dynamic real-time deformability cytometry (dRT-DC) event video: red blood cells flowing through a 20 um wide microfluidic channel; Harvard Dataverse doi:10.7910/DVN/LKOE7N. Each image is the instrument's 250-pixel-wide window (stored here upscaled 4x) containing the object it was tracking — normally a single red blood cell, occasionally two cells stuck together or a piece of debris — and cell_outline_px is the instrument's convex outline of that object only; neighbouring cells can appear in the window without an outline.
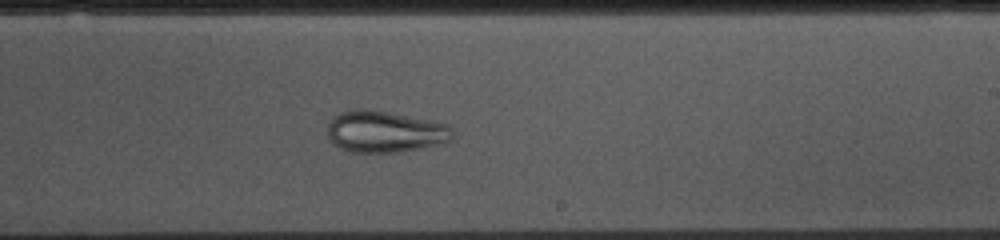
{"species": "common noctule bat (a hibernating species)", "species_latin": "Nyctalus noctula", "temperature_condition": "cold", "stored_images_in_passage": 54, "camera_frame_rate_fps": 3000, "um_per_image_px": 0.085, "animal": {"sex": "female", "body_mass_g": 10.0, "forearm_length_mm": 53.1}, "frame": {"image": 1, "passage_image": 31, "time_ms": 10.0, "image_size_px": [1000, 240], "cell_outline_px": [[452, 136], [444, 144], [404, 152], [352, 152], [340, 148], [332, 144], [328, 136], [328, 120], [340, 112], [356, 108], [368, 108], [432, 120], [448, 124], [452, 128]], "centroid_in_image_um": [32.71, 11.18], "position_along_channel_um": 256.3, "area_um2": 30.87}}
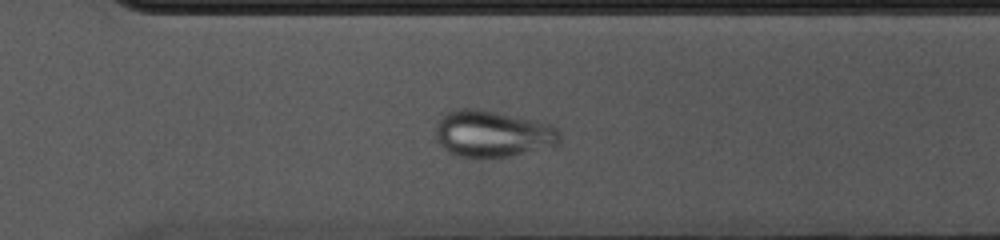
{"frame": {"image": 2, "passage_image": 37, "time_ms": 12.0, "image_size_px": [1000, 240], "cell_outline_px": [[560, 140], [556, 144], [512, 156], [452, 156], [436, 140], [432, 128], [436, 120], [444, 112], [456, 108], [480, 108], [552, 124], [560, 132]], "centroid_in_image_um": [41.76, 11.33], "position_along_channel_um": 328.8, "area_um2": 34.1}}
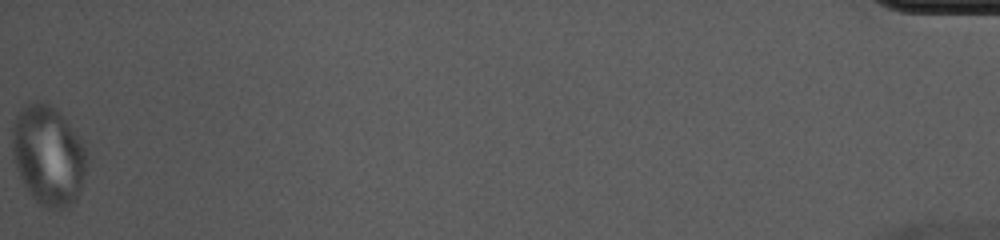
{"frame": {"image": 3, "passage_image": 54, "time_ms": 17.667, "image_size_px": [1000, 240], "cell_outline_px": [[88, 156], [80, 192], [76, 200], [72, 204], [64, 208], [48, 212], [28, 192], [20, 176], [12, 156], [12, 128], [16, 116], [32, 100], [40, 100], [56, 108], [88, 140]], "centroid_in_image_um": [4.17, 13.19], "position_along_channel_um": 431.0, "area_um2": 44.68}}